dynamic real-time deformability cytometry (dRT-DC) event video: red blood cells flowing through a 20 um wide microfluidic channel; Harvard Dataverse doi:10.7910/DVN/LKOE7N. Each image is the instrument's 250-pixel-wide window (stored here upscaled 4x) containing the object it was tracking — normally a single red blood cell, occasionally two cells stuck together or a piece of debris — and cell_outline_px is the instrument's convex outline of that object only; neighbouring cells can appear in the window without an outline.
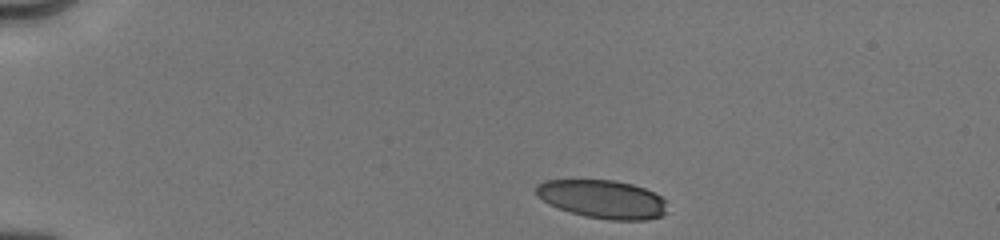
{"species": "human", "species_latin": "Homo sapiens", "temperature_condition": "cold", "stored_images_in_passage": 8, "camera_frame_rate_fps": 3000, "um_per_image_px": 0.085, "donor": {"sex": "male"}, "frame": {"image": 1, "passage_image": 1, "time_ms": 0.0, "image_size_px": [1000, 240], "cell_outline_px": [[664, 212], [660, 216], [644, 220], [608, 220], [584, 216], [548, 204], [536, 196], [536, 184], [544, 180], [612, 180], [632, 184], [644, 188], [660, 196], [664, 200]], "centroid_in_image_um": [51.15, 16.92], "position_along_channel_um": 33.8, "area_um2": 29.07}}
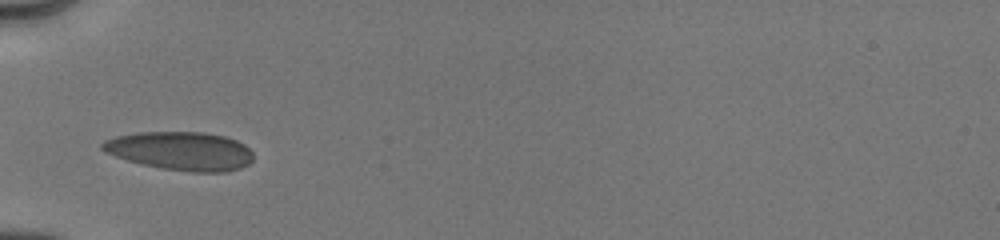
{"frame": {"image": 2, "passage_image": 6, "time_ms": 2.667, "image_size_px": [1000, 240], "cell_outline_px": [[252, 160], [248, 164], [240, 168], [228, 172], [192, 172], [164, 168], [144, 164], [128, 160], [104, 152], [100, 148], [100, 144], [104, 140], [116, 136], [136, 132], [204, 132], [224, 136], [236, 140], [244, 144], [252, 152]], "centroid_in_image_um": [15.35, 12.82], "position_along_channel_um": 69.6, "area_um2": 33.87}}